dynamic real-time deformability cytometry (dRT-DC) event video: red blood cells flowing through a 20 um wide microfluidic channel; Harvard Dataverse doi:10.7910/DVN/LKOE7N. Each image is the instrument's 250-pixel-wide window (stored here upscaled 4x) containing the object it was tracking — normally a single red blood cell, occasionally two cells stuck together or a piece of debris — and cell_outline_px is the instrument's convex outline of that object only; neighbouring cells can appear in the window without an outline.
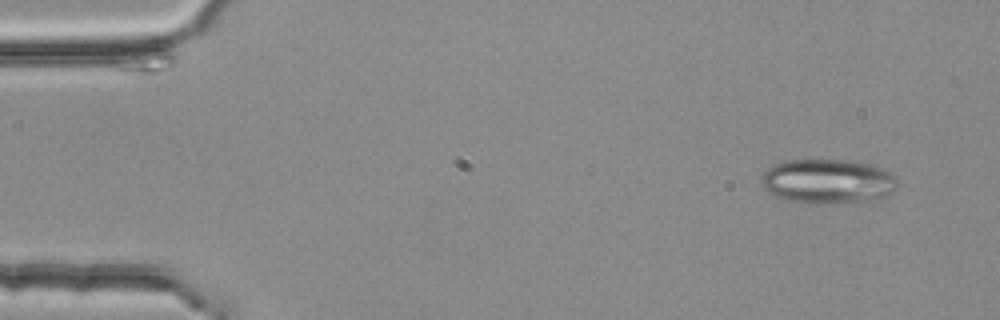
{"species": "common noctule bat (a hibernating species)", "species_latin": "Nyctalus noctula", "temperature_condition": "room temperature", "stored_images_in_passage": 3, "camera_frame_rate_fps": 3000, "um_per_image_px": 0.085, "animal": {"sex": "female", "body_mass_g": 25.1}, "frame": {"image": 1, "passage_image": 1, "time_ms": 0.0, "image_size_px": [1000, 320], "cell_outline_px": [[896, 188], [892, 192], [880, 200], [812, 204], [788, 200], [776, 196], [768, 192], [760, 184], [760, 176], [768, 168], [776, 164], [788, 160], [852, 160], [876, 164], [884, 168], [896, 180]], "centroid_in_image_um": [70.37, 15.41], "position_along_channel_um": 14.6, "area_um2": 35.66}}